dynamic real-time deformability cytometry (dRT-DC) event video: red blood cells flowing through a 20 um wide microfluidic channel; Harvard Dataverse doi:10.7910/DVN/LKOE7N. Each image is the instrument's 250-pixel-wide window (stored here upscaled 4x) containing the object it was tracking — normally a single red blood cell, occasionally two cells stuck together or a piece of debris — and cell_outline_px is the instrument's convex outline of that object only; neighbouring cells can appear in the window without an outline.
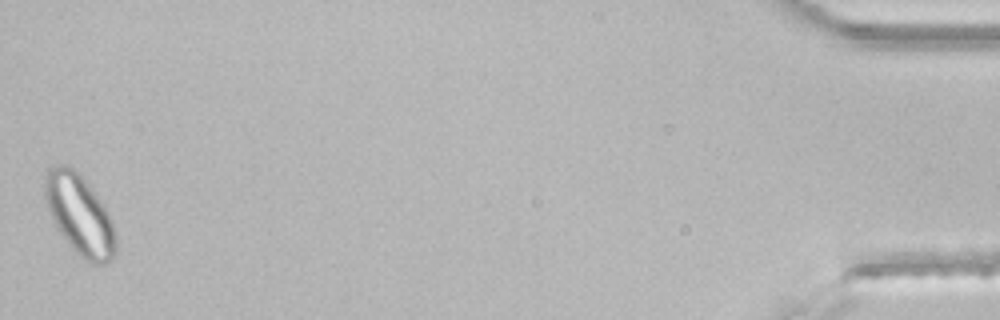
{"species": "common noctule bat (a hibernating species)", "species_latin": "Nyctalus noctula", "temperature_condition": "room temperature", "stored_images_in_passage": 46, "segment_of_instrument_passage": [2, 2], "camera_frame_rate_fps": 3000, "um_per_image_px": 0.085, "animal": {"sex": "male", "body_mass_g": 21.5, "forearm_length_mm": 52.0}, "frame": {"image": 1, "passage_image": 46, "time_ms": 15.0, "image_size_px": [1000, 320], "cell_outline_px": [[116, 252], [112, 260], [108, 264], [92, 264], [84, 260], [68, 244], [56, 228], [52, 220], [44, 196], [44, 180], [48, 168], [60, 164], [64, 164], [72, 168], [84, 180], [104, 204], [108, 212], [116, 232]], "centroid_in_image_um": [6.78, 18.3], "position_along_channel_um": 428.4, "area_um2": 33.29}}